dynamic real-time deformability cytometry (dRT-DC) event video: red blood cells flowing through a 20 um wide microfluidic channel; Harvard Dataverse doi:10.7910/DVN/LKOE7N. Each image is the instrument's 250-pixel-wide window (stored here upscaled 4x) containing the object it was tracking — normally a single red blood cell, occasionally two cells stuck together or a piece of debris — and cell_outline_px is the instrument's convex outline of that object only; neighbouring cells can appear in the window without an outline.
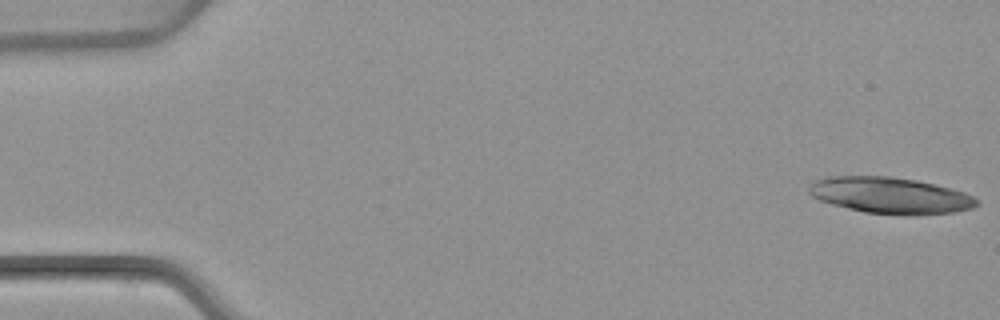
{"species": "common noctule bat (a hibernating species)", "species_latin": "Nyctalus noctula", "temperature_condition": "warm", "stored_images_in_passage": 16, "camera_frame_rate_fps": 3000, "um_per_image_px": 0.085, "animal": {"sex": "female", "body_mass_g": 22.7, "forearm_length_mm": 54.2}, "frame": {"image": 1, "passage_image": 1, "time_ms": 0.0, "image_size_px": [1000, 320], "cell_outline_px": [[980, 204], [972, 208], [952, 212], [864, 212], [832, 204], [820, 200], [812, 196], [808, 192], [808, 188], [816, 180], [832, 176], [888, 176], [916, 180], [964, 192], [980, 200]], "centroid_in_image_um": [75.63, 16.56], "position_along_channel_um": 9.4, "area_um2": 34.1}}